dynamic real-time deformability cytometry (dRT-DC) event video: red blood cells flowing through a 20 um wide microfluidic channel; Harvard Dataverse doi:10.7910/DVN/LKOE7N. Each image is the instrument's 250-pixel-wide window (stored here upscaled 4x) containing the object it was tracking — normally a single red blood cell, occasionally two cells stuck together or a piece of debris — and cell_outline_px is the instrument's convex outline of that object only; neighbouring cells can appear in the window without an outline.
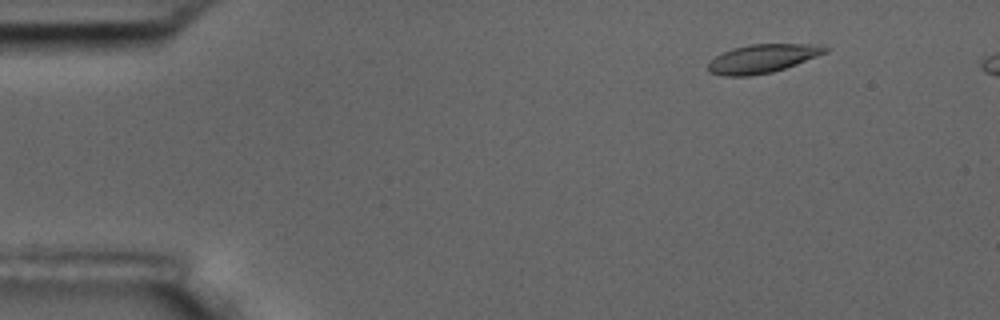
{"species": "common noctule bat (a hibernating species)", "species_latin": "Nyctalus noctula", "temperature_condition": "room temperature", "stored_images_in_passage": 14, "camera_frame_rate_fps": 3000, "um_per_image_px": 0.085, "animal": {"sex": "male", "body_mass_g": 17.5, "forearm_length_mm": 52.3}, "frame": {"image": 1, "passage_image": 7, "time_ms": 2.0, "image_size_px": [1000, 320], "cell_outline_px": [[832, 48], [828, 52], [796, 64], [772, 72], [752, 76], [724, 76], [708, 72], [708, 64], [716, 56], [732, 48], [752, 44], [820, 44]], "centroid_in_image_um": [64.85, 4.97], "position_along_channel_um": 20.2, "area_um2": 19.54}}